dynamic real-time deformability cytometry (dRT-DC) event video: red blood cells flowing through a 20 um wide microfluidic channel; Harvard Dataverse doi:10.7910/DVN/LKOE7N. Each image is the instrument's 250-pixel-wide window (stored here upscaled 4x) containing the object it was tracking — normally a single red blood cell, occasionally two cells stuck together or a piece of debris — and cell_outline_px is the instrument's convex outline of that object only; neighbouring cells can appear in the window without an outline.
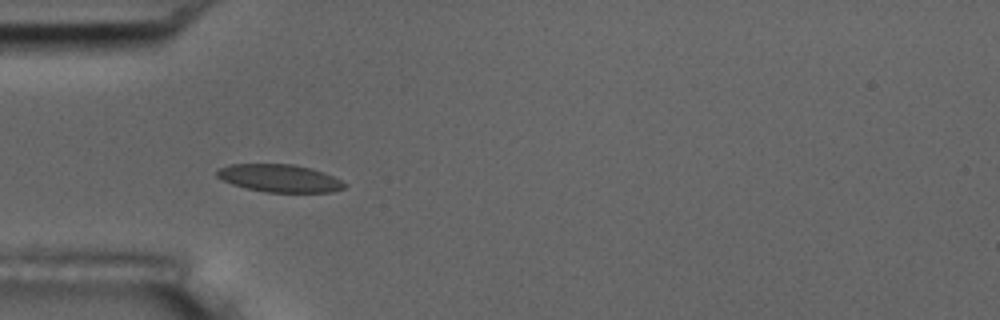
{"species": "common noctule bat (a hibernating species)", "species_latin": "Nyctalus noctula", "temperature_condition": "room temperature", "stored_images_in_passage": 8, "camera_frame_rate_fps": 3000, "um_per_image_px": 0.085, "animal": {"sex": "male", "body_mass_g": 17.5, "forearm_length_mm": 52.3}, "frame": {"image": 1, "passage_image": 5, "time_ms": 4.667, "image_size_px": [1000, 320], "cell_outline_px": [[348, 184], [344, 188], [332, 192], [268, 192], [248, 188], [232, 184], [216, 176], [216, 168], [232, 164], [292, 164], [312, 168], [324, 172]], "centroid_in_image_um": [23.77, 15.14], "position_along_channel_um": 61.2, "area_um2": 20.52}}
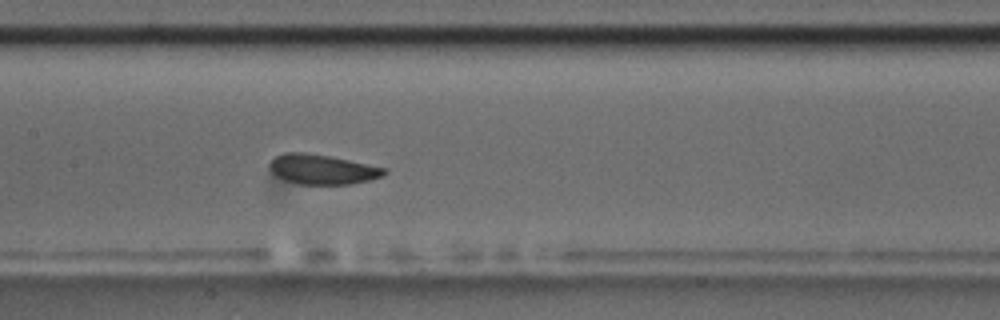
{"frame": {"image": 2, "passage_image": 8, "time_ms": 8.0, "image_size_px": [1000, 320], "cell_outline_px": [[388, 172], [384, 176], [352, 184], [300, 184], [276, 176], [268, 168], [268, 164], [276, 156], [284, 152], [308, 152], [388, 168]], "centroid_in_image_um": [27.41, 14.39], "position_along_channel_um": 180.0, "area_um2": 19.94}}